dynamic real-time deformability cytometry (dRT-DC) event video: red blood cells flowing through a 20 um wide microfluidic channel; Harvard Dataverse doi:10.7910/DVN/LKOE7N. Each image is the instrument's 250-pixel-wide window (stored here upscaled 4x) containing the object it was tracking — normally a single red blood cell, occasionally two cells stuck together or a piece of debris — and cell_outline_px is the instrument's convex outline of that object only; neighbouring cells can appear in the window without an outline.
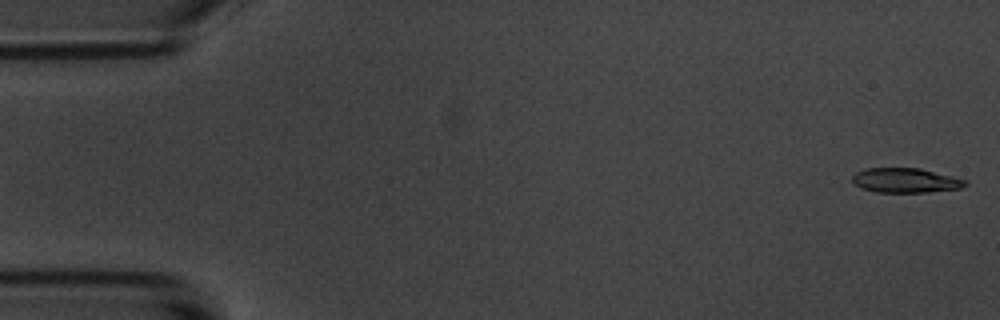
{"species": "common noctule bat (a hibernating species)", "species_latin": "Nyctalus noctula", "temperature_condition": "room temperature", "stored_images_in_passage": 55, "camera_frame_rate_fps": 3000, "um_per_image_px": 0.085, "animal": {"sex": "male", "body_mass_g": 20.1, "forearm_length_mm": 53.5}, "frame": {"image": 1, "passage_image": 1, "time_ms": 0.0, "image_size_px": [1000, 320], "cell_outline_px": [[968, 184], [960, 188], [928, 192], [876, 192], [860, 188], [852, 180], [852, 176], [856, 172], [864, 168], [920, 168], [968, 180]], "centroid_in_image_um": [76.97, 15.33], "position_along_channel_um": 8.0, "area_um2": 16.24}}
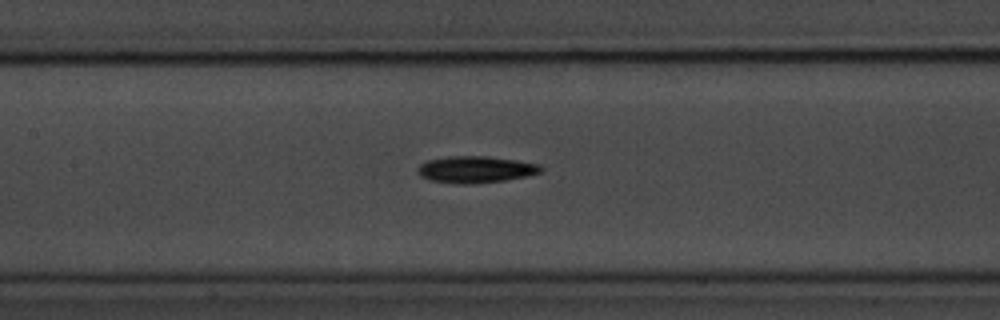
{"frame": {"image": 2, "passage_image": 25, "time_ms": 8.0, "image_size_px": [1000, 320], "cell_outline_px": [[544, 172], [528, 176], [504, 180], [472, 184], [456, 184], [432, 180], [420, 176], [416, 172], [416, 168], [420, 164], [428, 160], [448, 156], [484, 156], [516, 160], [540, 164], [544, 168]], "centroid_in_image_um": [40.45, 14.4], "position_along_channel_um": 167.0, "area_um2": 19.36}}
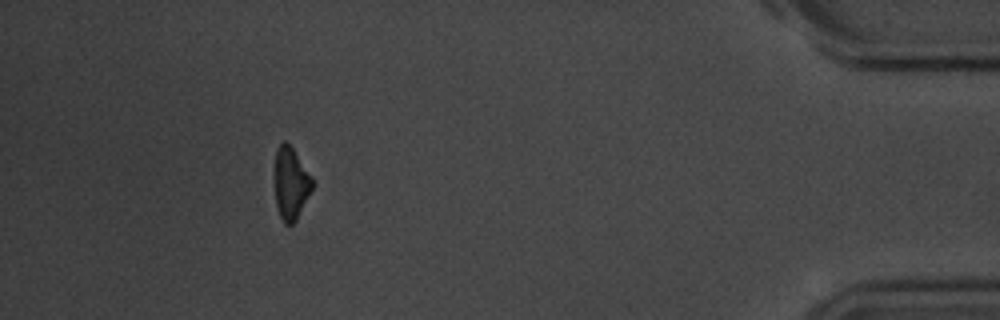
{"frame": {"image": 3, "passage_image": 50, "time_ms": 16.333, "image_size_px": [1000, 320], "cell_outline_px": [[312, 188], [296, 220], [292, 224], [284, 224], [276, 208], [276, 148], [284, 140], [292, 148], [312, 176]], "centroid_in_image_um": [24.72, 15.6], "position_along_channel_um": 410.5, "area_um2": 15.37}, "authors_computed_cell_mechanics": {"area_um2": 17.5712, "velocity_mm_per_s": 3.6301, "shape_relaxation_time_tau1_ms": 2.3862, "shape_relaxation_time_tau2_ms": null, "deformation_change_tau1": 0.1367, "deformation_change_tau2": null}}